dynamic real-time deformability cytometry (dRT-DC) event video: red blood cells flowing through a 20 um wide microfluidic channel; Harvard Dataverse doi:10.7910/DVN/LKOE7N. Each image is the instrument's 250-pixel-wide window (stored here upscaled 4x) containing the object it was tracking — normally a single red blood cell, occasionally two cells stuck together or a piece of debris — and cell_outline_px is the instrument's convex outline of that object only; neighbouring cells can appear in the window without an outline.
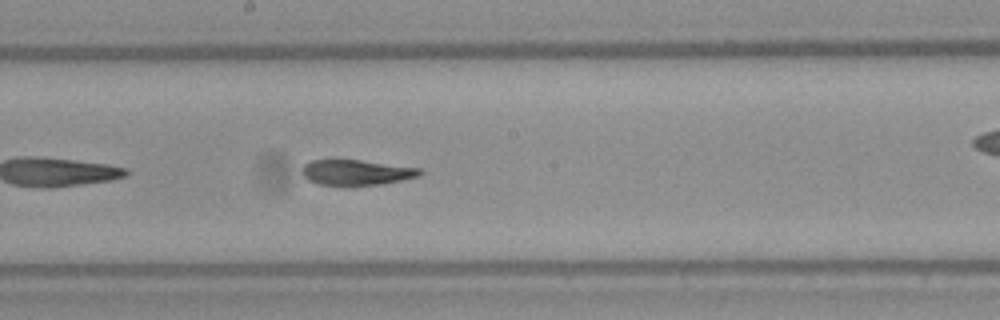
{"species": "Egyptian fruit bat (a non-hibernating species)", "species_latin": "Rousettus aegyptiacus", "temperature_condition": "warm", "stored_images_in_passage": 34, "camera_frame_rate_fps": 3000, "um_per_image_px": 0.085, "frame": {"image": 1, "passage_image": 15, "time_ms": 4.667, "image_size_px": [1000, 320], "cell_outline_px": [[424, 172], [416, 176], [400, 180], [380, 184], [344, 188], [320, 184], [308, 180], [304, 176], [304, 164], [312, 160], [360, 160], [420, 168]], "centroid_in_image_um": [30.27, 14.69], "position_along_channel_um": 217.9, "area_um2": 17.63}}
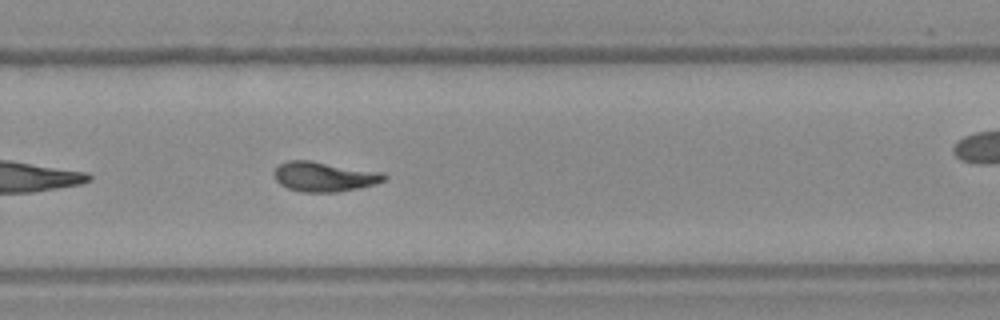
{"frame": {"image": 2, "passage_image": 20, "time_ms": 6.333, "image_size_px": [1000, 320], "cell_outline_px": [[388, 180], [356, 188], [336, 192], [304, 192], [288, 188], [280, 184], [276, 180], [276, 168], [280, 164], [288, 160], [308, 160], [384, 172], [388, 176]], "centroid_in_image_um": [27.6, 15.01], "position_along_channel_um": 302.2, "area_um2": 18.9}}